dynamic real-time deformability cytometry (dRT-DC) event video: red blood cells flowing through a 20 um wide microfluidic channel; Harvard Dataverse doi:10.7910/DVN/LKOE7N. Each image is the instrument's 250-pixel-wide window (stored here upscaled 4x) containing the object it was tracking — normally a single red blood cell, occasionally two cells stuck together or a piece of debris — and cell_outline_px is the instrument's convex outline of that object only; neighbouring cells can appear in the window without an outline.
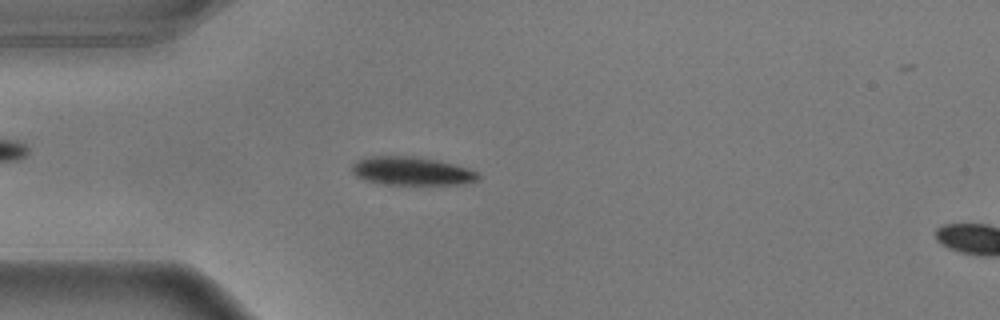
{"species": "common noctule bat (a hibernating species)", "species_latin": "Nyctalus noctula", "temperature_condition": "warm", "stored_images_in_passage": 55, "camera_frame_rate_fps": 3000, "um_per_image_px": 0.085, "animal": {"sex": "male", "body_mass_g": 17.9}, "frame": {"image": 1, "passage_image": 14, "time_ms": 4.333, "image_size_px": [1000, 320], "cell_outline_px": [[480, 176], [476, 180], [460, 184], [380, 184], [356, 176], [352, 172], [352, 164], [360, 160], [372, 156], [412, 156], [436, 160], [452, 164], [476, 172]], "centroid_in_image_um": [34.95, 14.54], "position_along_channel_um": 50.1, "area_um2": 20.35}}
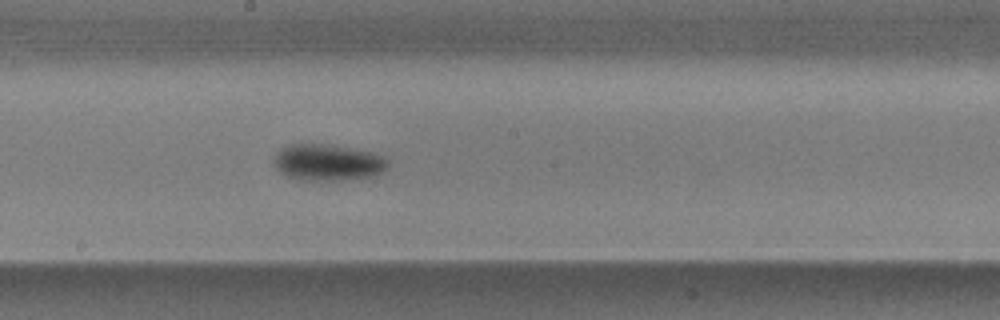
{"frame": {"image": 2, "passage_image": 29, "time_ms": 9.333, "image_size_px": [1000, 320], "cell_outline_px": [[388, 168], [376, 176], [340, 180], [296, 180], [280, 172], [272, 164], [272, 160], [276, 152], [280, 148], [288, 144], [336, 144], [372, 152], [384, 156], [388, 160]], "centroid_in_image_um": [27.85, 13.79], "position_along_channel_um": 220.3, "area_um2": 24.85}}
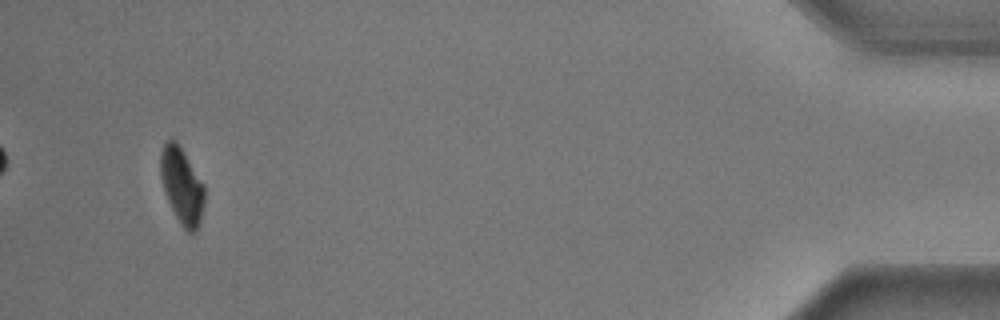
{"frame": {"image": 3, "passage_image": 52, "time_ms": 17.0, "image_size_px": [1000, 320], "cell_outline_px": [[204, 204], [200, 224], [196, 232], [188, 232], [180, 224], [164, 192], [160, 176], [160, 152], [164, 144], [168, 140], [176, 140], [184, 152], [204, 184]], "centroid_in_image_um": [15.46, 15.8], "position_along_channel_um": 419.7, "area_um2": 19.54}, "authors_computed_cell_mechanics": {"area_um2": 20.7502, "velocity_mm_per_s": 3.6066, "shape_relaxation_time_tau1_ms": 1.9503, "shape_relaxation_time_tau2_ms": null, "deformation_change_tau1": 0.1278, "deformation_change_tau2": null}}